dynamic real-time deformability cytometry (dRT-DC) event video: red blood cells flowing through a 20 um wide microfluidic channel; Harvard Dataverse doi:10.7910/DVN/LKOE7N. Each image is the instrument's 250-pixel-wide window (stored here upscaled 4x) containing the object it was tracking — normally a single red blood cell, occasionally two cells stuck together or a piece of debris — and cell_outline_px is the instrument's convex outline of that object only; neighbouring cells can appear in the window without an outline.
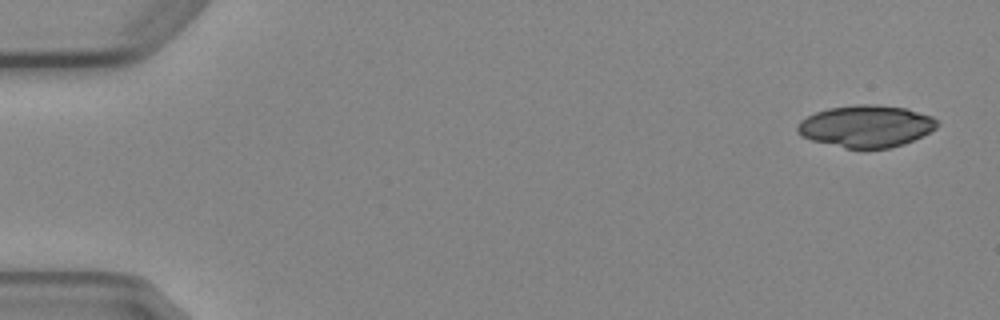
{"species": "Egyptian fruit bat (a non-hibernating species)", "species_latin": "Rousettus aegyptiacus", "temperature_condition": "cold", "stored_images_in_passage": 5, "camera_frame_rate_fps": 3000, "um_per_image_px": 0.085, "animal": {"sex": "female"}, "frame": {"image": 1, "passage_image": 1, "time_ms": 0.0, "image_size_px": [1000, 320], "cell_outline_px": [[940, 124], [936, 128], [904, 144], [888, 148], [844, 148], [812, 140], [800, 136], [796, 132], [796, 128], [800, 120], [816, 112], [828, 108], [856, 104], [876, 104], [904, 108], [932, 116]], "centroid_in_image_um": [73.58, 10.72], "position_along_channel_um": 11.4, "area_um2": 34.1}}